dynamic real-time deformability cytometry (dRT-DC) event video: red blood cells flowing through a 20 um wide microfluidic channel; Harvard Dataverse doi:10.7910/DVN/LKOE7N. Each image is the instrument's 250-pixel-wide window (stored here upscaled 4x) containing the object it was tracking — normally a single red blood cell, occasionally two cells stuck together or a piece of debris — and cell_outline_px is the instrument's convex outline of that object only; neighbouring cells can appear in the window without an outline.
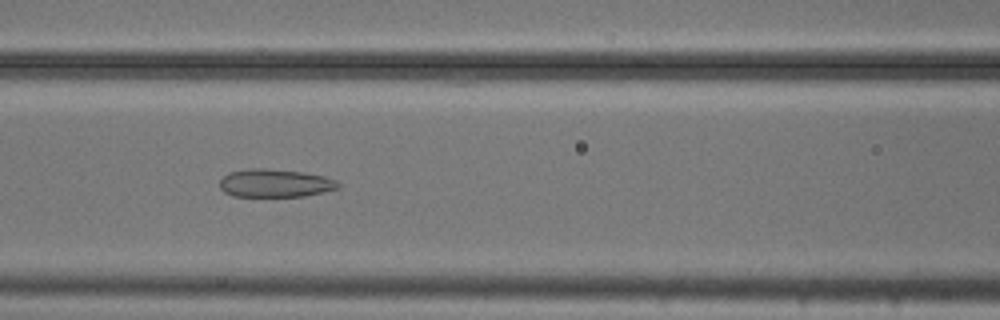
{"species": "common noctule bat (a hibernating species)", "species_latin": "Nyctalus noctula", "temperature_condition": "cold", "stored_images_in_passage": 37, "camera_frame_rate_fps": 3000, "um_per_image_px": 0.085, "animal": {"sex": "male", "body_mass_g": 20.5, "forearm_length_mm": 52.5}, "frame": {"image": 1, "passage_image": 9, "time_ms": 2.667, "image_size_px": [1000, 320], "cell_outline_px": [[340, 188], [324, 192], [304, 196], [232, 196], [224, 192], [220, 188], [220, 180], [228, 172], [248, 168], [264, 168], [300, 172], [324, 176], [336, 180], [340, 184]], "centroid_in_image_um": [23.37, 15.57], "position_along_channel_um": 143.2, "area_um2": 19.42}}
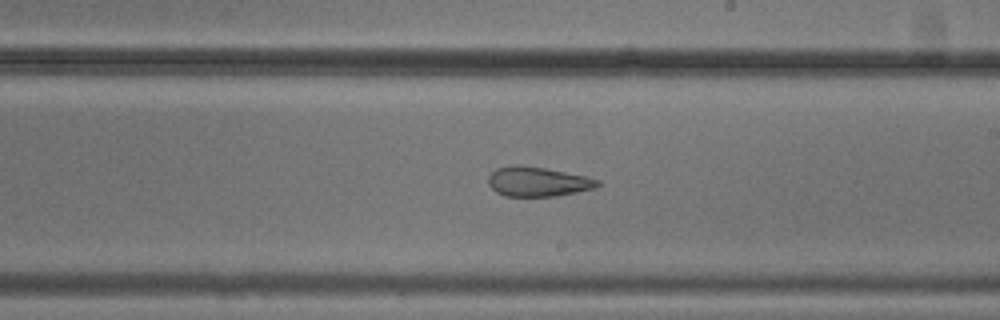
{"frame": {"image": 2, "passage_image": 17, "time_ms": 5.333, "image_size_px": [1000, 320], "cell_outline_px": [[600, 184], [596, 188], [556, 196], [504, 196], [496, 192], [488, 184], [488, 176], [496, 168], [512, 164], [520, 164], [544, 168], [588, 176], [600, 180]], "centroid_in_image_um": [45.7, 15.43], "position_along_channel_um": 243.3, "area_um2": 19.07}}
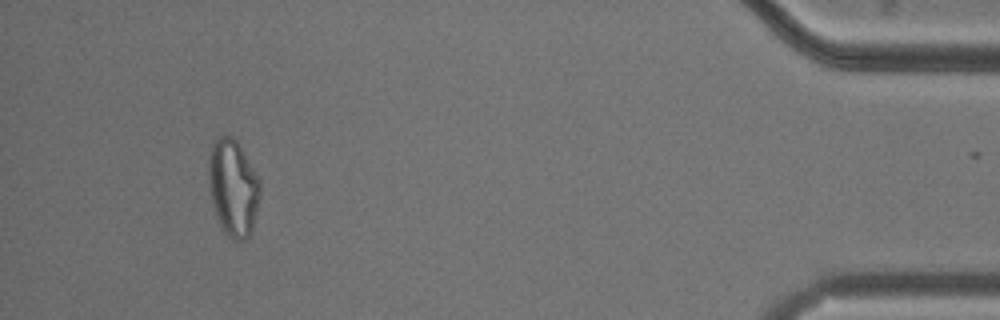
{"frame": {"image": 3, "passage_image": 36, "time_ms": 11.667, "image_size_px": [1000, 320], "cell_outline_px": [[260, 196], [252, 232], [244, 240], [232, 240], [220, 228], [212, 200], [208, 184], [208, 160], [212, 144], [220, 136], [232, 136], [236, 140], [256, 176], [260, 184]], "centroid_in_image_um": [19.79, 16.0], "position_along_channel_um": 415.4, "area_um2": 28.73}}